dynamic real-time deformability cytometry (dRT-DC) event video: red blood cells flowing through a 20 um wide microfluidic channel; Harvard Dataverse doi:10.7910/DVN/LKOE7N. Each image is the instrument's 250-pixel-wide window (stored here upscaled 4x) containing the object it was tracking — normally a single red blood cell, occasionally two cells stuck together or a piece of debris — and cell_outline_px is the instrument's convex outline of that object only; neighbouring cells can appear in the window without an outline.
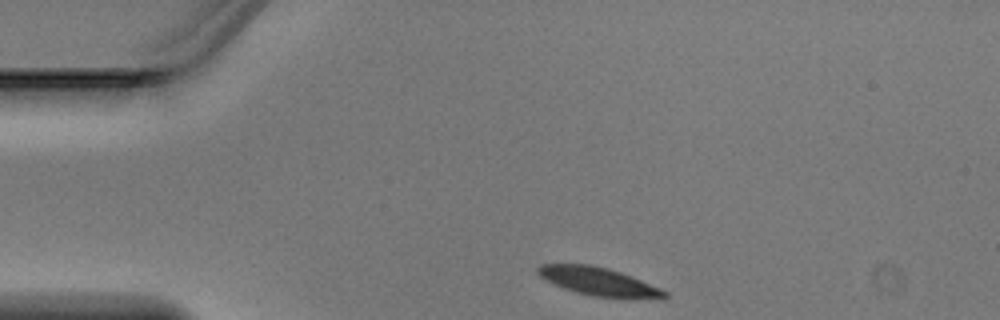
{"species": "Egyptian fruit bat (a non-hibernating species)", "species_latin": "Rousettus aegyptiacus", "temperature_condition": "warm", "stored_images_in_passage": 4, "segment_of_instrument_passage": [2, 2], "camera_frame_rate_fps": 3000, "um_per_image_px": 0.085, "animal": {"sex": "male"}, "frame": {"image": 1, "passage_image": 4, "time_ms": 1.0, "image_size_px": [1000, 320], "cell_outline_px": [[668, 296], [660, 300], [592, 296], [576, 292], [564, 288], [540, 276], [536, 272], [536, 268], [540, 264], [592, 264], [608, 268], [632, 276], [660, 288], [668, 292]], "centroid_in_image_um": [50.95, 23.94], "position_along_channel_um": 34.0, "area_um2": 20.98}}